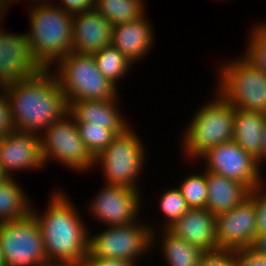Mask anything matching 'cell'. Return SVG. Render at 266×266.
<instances>
[{
  "mask_svg": "<svg viewBox=\"0 0 266 266\" xmlns=\"http://www.w3.org/2000/svg\"><path fill=\"white\" fill-rule=\"evenodd\" d=\"M15 130L39 134L68 112L64 93L51 69L4 87Z\"/></svg>",
  "mask_w": 266,
  "mask_h": 266,
  "instance_id": "1",
  "label": "cell"
},
{
  "mask_svg": "<svg viewBox=\"0 0 266 266\" xmlns=\"http://www.w3.org/2000/svg\"><path fill=\"white\" fill-rule=\"evenodd\" d=\"M52 191L44 212H38L34 206L32 208V215L42 233L47 259L84 261L88 254L90 227L63 189L59 187Z\"/></svg>",
  "mask_w": 266,
  "mask_h": 266,
  "instance_id": "2",
  "label": "cell"
},
{
  "mask_svg": "<svg viewBox=\"0 0 266 266\" xmlns=\"http://www.w3.org/2000/svg\"><path fill=\"white\" fill-rule=\"evenodd\" d=\"M30 29L25 31L35 60L43 69H51L72 52L73 15L59 6H30Z\"/></svg>",
  "mask_w": 266,
  "mask_h": 266,
  "instance_id": "3",
  "label": "cell"
},
{
  "mask_svg": "<svg viewBox=\"0 0 266 266\" xmlns=\"http://www.w3.org/2000/svg\"><path fill=\"white\" fill-rule=\"evenodd\" d=\"M213 92V98L195 111L179 141L181 153L195 164L209 148L233 140L235 108L216 90Z\"/></svg>",
  "mask_w": 266,
  "mask_h": 266,
  "instance_id": "4",
  "label": "cell"
},
{
  "mask_svg": "<svg viewBox=\"0 0 266 266\" xmlns=\"http://www.w3.org/2000/svg\"><path fill=\"white\" fill-rule=\"evenodd\" d=\"M55 69V70H53ZM51 71L67 104L72 101L107 100L118 96V88L99 71L93 55L70 52Z\"/></svg>",
  "mask_w": 266,
  "mask_h": 266,
  "instance_id": "5",
  "label": "cell"
},
{
  "mask_svg": "<svg viewBox=\"0 0 266 266\" xmlns=\"http://www.w3.org/2000/svg\"><path fill=\"white\" fill-rule=\"evenodd\" d=\"M216 70V90L234 108L266 114V75L243 54Z\"/></svg>",
  "mask_w": 266,
  "mask_h": 266,
  "instance_id": "6",
  "label": "cell"
},
{
  "mask_svg": "<svg viewBox=\"0 0 266 266\" xmlns=\"http://www.w3.org/2000/svg\"><path fill=\"white\" fill-rule=\"evenodd\" d=\"M138 136L130 125L121 134H117L112 142L95 157V167L101 166L106 184L135 190L142 189L138 185V179H141L147 161L145 159L148 157H145L146 149L141 137Z\"/></svg>",
  "mask_w": 266,
  "mask_h": 266,
  "instance_id": "7",
  "label": "cell"
},
{
  "mask_svg": "<svg viewBox=\"0 0 266 266\" xmlns=\"http://www.w3.org/2000/svg\"><path fill=\"white\" fill-rule=\"evenodd\" d=\"M155 226L139 219L126 225L107 226L94 235L89 231L88 254L91 257L124 259L138 264L139 259L152 250V231L158 228Z\"/></svg>",
  "mask_w": 266,
  "mask_h": 266,
  "instance_id": "8",
  "label": "cell"
},
{
  "mask_svg": "<svg viewBox=\"0 0 266 266\" xmlns=\"http://www.w3.org/2000/svg\"><path fill=\"white\" fill-rule=\"evenodd\" d=\"M39 138L45 165L53 160L78 173L95 169V158L84 145L68 112L39 133Z\"/></svg>",
  "mask_w": 266,
  "mask_h": 266,
  "instance_id": "9",
  "label": "cell"
},
{
  "mask_svg": "<svg viewBox=\"0 0 266 266\" xmlns=\"http://www.w3.org/2000/svg\"><path fill=\"white\" fill-rule=\"evenodd\" d=\"M0 245L6 266H41L48 261L40 227L32 214L0 223Z\"/></svg>",
  "mask_w": 266,
  "mask_h": 266,
  "instance_id": "10",
  "label": "cell"
},
{
  "mask_svg": "<svg viewBox=\"0 0 266 266\" xmlns=\"http://www.w3.org/2000/svg\"><path fill=\"white\" fill-rule=\"evenodd\" d=\"M203 169L245 185L250 191L262 184V168L258 161L234 140L209 148L197 161Z\"/></svg>",
  "mask_w": 266,
  "mask_h": 266,
  "instance_id": "11",
  "label": "cell"
},
{
  "mask_svg": "<svg viewBox=\"0 0 266 266\" xmlns=\"http://www.w3.org/2000/svg\"><path fill=\"white\" fill-rule=\"evenodd\" d=\"M140 195H143L140 190L104 183L90 200L87 213L106 227L134 223L142 213L143 196Z\"/></svg>",
  "mask_w": 266,
  "mask_h": 266,
  "instance_id": "12",
  "label": "cell"
},
{
  "mask_svg": "<svg viewBox=\"0 0 266 266\" xmlns=\"http://www.w3.org/2000/svg\"><path fill=\"white\" fill-rule=\"evenodd\" d=\"M218 250L252 247L256 239V206L251 195L228 212L216 215Z\"/></svg>",
  "mask_w": 266,
  "mask_h": 266,
  "instance_id": "13",
  "label": "cell"
},
{
  "mask_svg": "<svg viewBox=\"0 0 266 266\" xmlns=\"http://www.w3.org/2000/svg\"><path fill=\"white\" fill-rule=\"evenodd\" d=\"M43 68L35 60L26 33H11L5 29L0 34V88L14 84Z\"/></svg>",
  "mask_w": 266,
  "mask_h": 266,
  "instance_id": "14",
  "label": "cell"
},
{
  "mask_svg": "<svg viewBox=\"0 0 266 266\" xmlns=\"http://www.w3.org/2000/svg\"><path fill=\"white\" fill-rule=\"evenodd\" d=\"M0 164L8 177L20 170L45 168L39 134L15 129L7 133L0 149Z\"/></svg>",
  "mask_w": 266,
  "mask_h": 266,
  "instance_id": "15",
  "label": "cell"
},
{
  "mask_svg": "<svg viewBox=\"0 0 266 266\" xmlns=\"http://www.w3.org/2000/svg\"><path fill=\"white\" fill-rule=\"evenodd\" d=\"M112 28L96 8L73 15L72 52L92 55L111 45Z\"/></svg>",
  "mask_w": 266,
  "mask_h": 266,
  "instance_id": "16",
  "label": "cell"
},
{
  "mask_svg": "<svg viewBox=\"0 0 266 266\" xmlns=\"http://www.w3.org/2000/svg\"><path fill=\"white\" fill-rule=\"evenodd\" d=\"M149 20L145 13L138 20L120 23L112 28L111 45L133 64L146 58L155 44V31Z\"/></svg>",
  "mask_w": 266,
  "mask_h": 266,
  "instance_id": "17",
  "label": "cell"
},
{
  "mask_svg": "<svg viewBox=\"0 0 266 266\" xmlns=\"http://www.w3.org/2000/svg\"><path fill=\"white\" fill-rule=\"evenodd\" d=\"M167 230L175 237L198 246L205 252L218 251L216 215L211 214L205 208H190Z\"/></svg>",
  "mask_w": 266,
  "mask_h": 266,
  "instance_id": "18",
  "label": "cell"
},
{
  "mask_svg": "<svg viewBox=\"0 0 266 266\" xmlns=\"http://www.w3.org/2000/svg\"><path fill=\"white\" fill-rule=\"evenodd\" d=\"M119 95L107 100L72 101L68 104V113L75 122H88L89 125H103L112 129L116 134H121L131 124L122 115L118 107ZM119 108V109H118Z\"/></svg>",
  "mask_w": 266,
  "mask_h": 266,
  "instance_id": "19",
  "label": "cell"
},
{
  "mask_svg": "<svg viewBox=\"0 0 266 266\" xmlns=\"http://www.w3.org/2000/svg\"><path fill=\"white\" fill-rule=\"evenodd\" d=\"M207 203L211 214L228 212L242 203L250 195V190L243 184L206 170Z\"/></svg>",
  "mask_w": 266,
  "mask_h": 266,
  "instance_id": "20",
  "label": "cell"
},
{
  "mask_svg": "<svg viewBox=\"0 0 266 266\" xmlns=\"http://www.w3.org/2000/svg\"><path fill=\"white\" fill-rule=\"evenodd\" d=\"M266 114L235 108L233 140L262 167V136Z\"/></svg>",
  "mask_w": 266,
  "mask_h": 266,
  "instance_id": "21",
  "label": "cell"
},
{
  "mask_svg": "<svg viewBox=\"0 0 266 266\" xmlns=\"http://www.w3.org/2000/svg\"><path fill=\"white\" fill-rule=\"evenodd\" d=\"M157 244H160L159 248L164 257L163 260L168 266H199L201 258L206 253L198 246L175 237L167 229L152 231L153 250Z\"/></svg>",
  "mask_w": 266,
  "mask_h": 266,
  "instance_id": "22",
  "label": "cell"
},
{
  "mask_svg": "<svg viewBox=\"0 0 266 266\" xmlns=\"http://www.w3.org/2000/svg\"><path fill=\"white\" fill-rule=\"evenodd\" d=\"M14 177L0 182V223L28 218L32 214L31 198Z\"/></svg>",
  "mask_w": 266,
  "mask_h": 266,
  "instance_id": "23",
  "label": "cell"
},
{
  "mask_svg": "<svg viewBox=\"0 0 266 266\" xmlns=\"http://www.w3.org/2000/svg\"><path fill=\"white\" fill-rule=\"evenodd\" d=\"M146 3L145 0H95V8L114 26L140 19L147 11Z\"/></svg>",
  "mask_w": 266,
  "mask_h": 266,
  "instance_id": "24",
  "label": "cell"
},
{
  "mask_svg": "<svg viewBox=\"0 0 266 266\" xmlns=\"http://www.w3.org/2000/svg\"><path fill=\"white\" fill-rule=\"evenodd\" d=\"M92 55L99 71L116 87L119 80L129 75L133 67V63L113 45L106 46Z\"/></svg>",
  "mask_w": 266,
  "mask_h": 266,
  "instance_id": "25",
  "label": "cell"
},
{
  "mask_svg": "<svg viewBox=\"0 0 266 266\" xmlns=\"http://www.w3.org/2000/svg\"><path fill=\"white\" fill-rule=\"evenodd\" d=\"M201 168L200 173L195 171L184 176L182 180H179L181 183L177 186L188 206L192 209L206 208L208 195L206 170Z\"/></svg>",
  "mask_w": 266,
  "mask_h": 266,
  "instance_id": "26",
  "label": "cell"
},
{
  "mask_svg": "<svg viewBox=\"0 0 266 266\" xmlns=\"http://www.w3.org/2000/svg\"><path fill=\"white\" fill-rule=\"evenodd\" d=\"M164 192L160 195L158 204L160 206L158 209L160 208V213L164 216V221L159 225V229L169 228L190 209L177 186Z\"/></svg>",
  "mask_w": 266,
  "mask_h": 266,
  "instance_id": "27",
  "label": "cell"
},
{
  "mask_svg": "<svg viewBox=\"0 0 266 266\" xmlns=\"http://www.w3.org/2000/svg\"><path fill=\"white\" fill-rule=\"evenodd\" d=\"M80 138L89 152L95 158L98 156L117 135L112 129L103 125H89L88 122H76Z\"/></svg>",
  "mask_w": 266,
  "mask_h": 266,
  "instance_id": "28",
  "label": "cell"
},
{
  "mask_svg": "<svg viewBox=\"0 0 266 266\" xmlns=\"http://www.w3.org/2000/svg\"><path fill=\"white\" fill-rule=\"evenodd\" d=\"M243 55L266 75V21L255 23Z\"/></svg>",
  "mask_w": 266,
  "mask_h": 266,
  "instance_id": "29",
  "label": "cell"
},
{
  "mask_svg": "<svg viewBox=\"0 0 266 266\" xmlns=\"http://www.w3.org/2000/svg\"><path fill=\"white\" fill-rule=\"evenodd\" d=\"M266 181L250 191L256 206V236L266 233ZM265 190V191H264Z\"/></svg>",
  "mask_w": 266,
  "mask_h": 266,
  "instance_id": "30",
  "label": "cell"
},
{
  "mask_svg": "<svg viewBox=\"0 0 266 266\" xmlns=\"http://www.w3.org/2000/svg\"><path fill=\"white\" fill-rule=\"evenodd\" d=\"M199 266H237L235 251L218 250L206 252L201 258Z\"/></svg>",
  "mask_w": 266,
  "mask_h": 266,
  "instance_id": "31",
  "label": "cell"
},
{
  "mask_svg": "<svg viewBox=\"0 0 266 266\" xmlns=\"http://www.w3.org/2000/svg\"><path fill=\"white\" fill-rule=\"evenodd\" d=\"M234 251L237 266H266V257L251 247Z\"/></svg>",
  "mask_w": 266,
  "mask_h": 266,
  "instance_id": "32",
  "label": "cell"
},
{
  "mask_svg": "<svg viewBox=\"0 0 266 266\" xmlns=\"http://www.w3.org/2000/svg\"><path fill=\"white\" fill-rule=\"evenodd\" d=\"M55 5L68 14L75 15L95 8V0H61L60 3L58 2Z\"/></svg>",
  "mask_w": 266,
  "mask_h": 266,
  "instance_id": "33",
  "label": "cell"
},
{
  "mask_svg": "<svg viewBox=\"0 0 266 266\" xmlns=\"http://www.w3.org/2000/svg\"><path fill=\"white\" fill-rule=\"evenodd\" d=\"M14 129L10 115L9 102L5 95L4 88H0V131L9 133Z\"/></svg>",
  "mask_w": 266,
  "mask_h": 266,
  "instance_id": "34",
  "label": "cell"
},
{
  "mask_svg": "<svg viewBox=\"0 0 266 266\" xmlns=\"http://www.w3.org/2000/svg\"><path fill=\"white\" fill-rule=\"evenodd\" d=\"M84 262L86 266H137V262L130 260L91 257L89 254H87Z\"/></svg>",
  "mask_w": 266,
  "mask_h": 266,
  "instance_id": "35",
  "label": "cell"
},
{
  "mask_svg": "<svg viewBox=\"0 0 266 266\" xmlns=\"http://www.w3.org/2000/svg\"><path fill=\"white\" fill-rule=\"evenodd\" d=\"M251 248L266 257V233L256 236L254 244Z\"/></svg>",
  "mask_w": 266,
  "mask_h": 266,
  "instance_id": "36",
  "label": "cell"
},
{
  "mask_svg": "<svg viewBox=\"0 0 266 266\" xmlns=\"http://www.w3.org/2000/svg\"><path fill=\"white\" fill-rule=\"evenodd\" d=\"M41 266H86L84 261H46Z\"/></svg>",
  "mask_w": 266,
  "mask_h": 266,
  "instance_id": "37",
  "label": "cell"
},
{
  "mask_svg": "<svg viewBox=\"0 0 266 266\" xmlns=\"http://www.w3.org/2000/svg\"><path fill=\"white\" fill-rule=\"evenodd\" d=\"M19 2L20 0H0L7 8L11 7L12 4ZM31 6L36 5H51L52 3H55V0H30ZM52 1V2H51ZM35 2V3H32ZM33 4V5H32Z\"/></svg>",
  "mask_w": 266,
  "mask_h": 266,
  "instance_id": "38",
  "label": "cell"
},
{
  "mask_svg": "<svg viewBox=\"0 0 266 266\" xmlns=\"http://www.w3.org/2000/svg\"><path fill=\"white\" fill-rule=\"evenodd\" d=\"M7 10H9L2 2H0V34L3 32V25H2V22L3 20H5V14L9 13L7 12ZM4 17V18H3ZM2 19V20H1Z\"/></svg>",
  "mask_w": 266,
  "mask_h": 266,
  "instance_id": "39",
  "label": "cell"
},
{
  "mask_svg": "<svg viewBox=\"0 0 266 266\" xmlns=\"http://www.w3.org/2000/svg\"><path fill=\"white\" fill-rule=\"evenodd\" d=\"M266 162V125L262 136V166Z\"/></svg>",
  "mask_w": 266,
  "mask_h": 266,
  "instance_id": "40",
  "label": "cell"
},
{
  "mask_svg": "<svg viewBox=\"0 0 266 266\" xmlns=\"http://www.w3.org/2000/svg\"><path fill=\"white\" fill-rule=\"evenodd\" d=\"M0 266H6L4 252H3L1 245H0Z\"/></svg>",
  "mask_w": 266,
  "mask_h": 266,
  "instance_id": "41",
  "label": "cell"
},
{
  "mask_svg": "<svg viewBox=\"0 0 266 266\" xmlns=\"http://www.w3.org/2000/svg\"><path fill=\"white\" fill-rule=\"evenodd\" d=\"M7 177H8L7 174L4 172V170L0 164V182L5 180Z\"/></svg>",
  "mask_w": 266,
  "mask_h": 266,
  "instance_id": "42",
  "label": "cell"
},
{
  "mask_svg": "<svg viewBox=\"0 0 266 266\" xmlns=\"http://www.w3.org/2000/svg\"><path fill=\"white\" fill-rule=\"evenodd\" d=\"M6 135H7L6 132H1L0 131V149H1L2 145H3V142L5 140Z\"/></svg>",
  "mask_w": 266,
  "mask_h": 266,
  "instance_id": "43",
  "label": "cell"
}]
</instances>
